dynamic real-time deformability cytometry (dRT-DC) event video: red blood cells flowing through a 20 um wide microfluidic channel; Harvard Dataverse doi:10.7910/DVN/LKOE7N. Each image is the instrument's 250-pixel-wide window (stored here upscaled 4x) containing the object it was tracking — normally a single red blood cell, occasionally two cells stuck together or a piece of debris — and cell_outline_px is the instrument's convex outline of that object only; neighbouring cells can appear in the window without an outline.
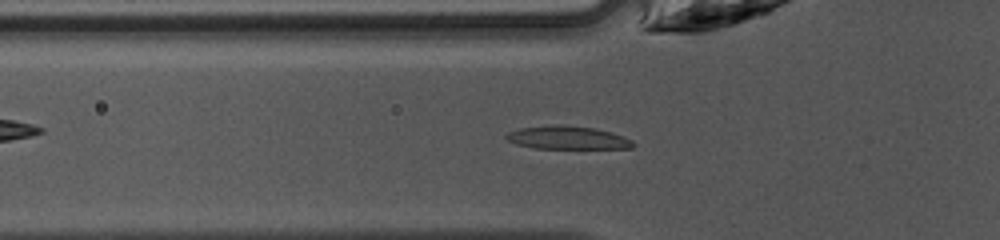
{"species": "common noctule bat (a hibernating species)", "species_latin": "Nyctalus noctula", "temperature_condition": "warm", "stored_images_in_passage": 37, "camera_frame_rate_fps": 3000, "um_per_image_px": 0.085, "animal": {"sex": "female", "body_mass_g": 10.0, "forearm_length_mm": 53.1}, "frame": {"image": 1, "passage_image": 6, "time_ms": 1.667, "image_size_px": [1000, 240], "cell_outline_px": [[636, 144], [632, 148], [532, 148], [516, 144], [508, 140], [504, 136], [508, 132], [520, 128], [552, 124], [564, 124], [596, 128], [624, 136], [632, 140]], "centroid_in_image_um": [48.24, 11.69], "position_along_channel_um": 77.6, "area_um2": 17.28}}
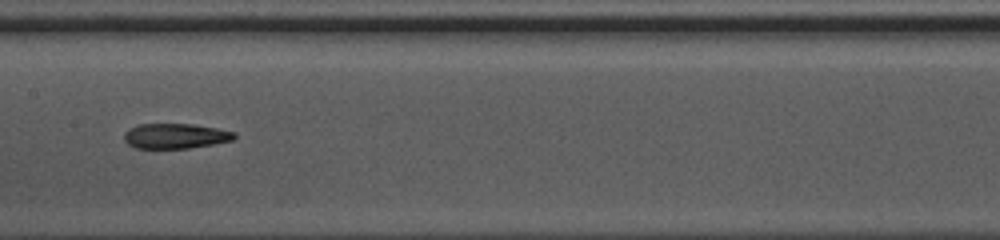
{"frame": {"image": 2, "passage_image": 14, "time_ms": 4.333, "image_size_px": [1000, 240], "cell_outline_px": [[236, 136], [232, 140], [212, 144], [188, 148], [136, 148], [128, 144], [124, 140], [124, 132], [128, 128], [140, 124], [192, 124], [216, 128], [236, 132]], "centroid_in_image_um": [14.88, 11.55], "position_along_channel_um": 192.5, "area_um2": 16.07}}
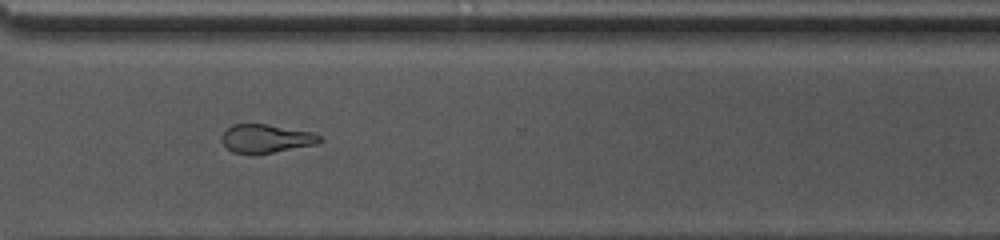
{"frame": {"image": 3, "passage_image": 25, "time_ms": 8.0, "image_size_px": [1000, 240], "cell_outline_px": [[324, 140], [320, 144], [272, 152], [232, 152], [220, 140], [220, 136], [232, 124], [268, 124], [312, 132], [320, 136]], "centroid_in_image_um": [22.66, 11.75], "position_along_channel_um": 347.9, "area_um2": 16.07}}